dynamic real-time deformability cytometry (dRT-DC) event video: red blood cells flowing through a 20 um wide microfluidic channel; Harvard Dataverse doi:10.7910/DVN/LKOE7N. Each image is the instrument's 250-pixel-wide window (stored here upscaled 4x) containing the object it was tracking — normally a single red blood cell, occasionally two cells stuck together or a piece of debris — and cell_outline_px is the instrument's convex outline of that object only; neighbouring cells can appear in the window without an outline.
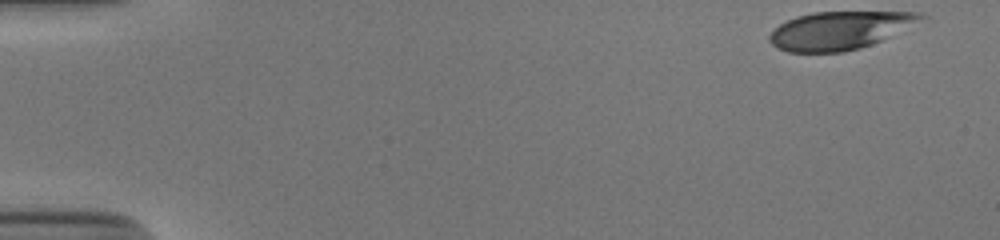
{"species": "human", "species_latin": "Homo sapiens", "temperature_condition": "cold", "stored_images_in_passage": 43, "camera_frame_rate_fps": 3000, "um_per_image_px": 0.085, "donor": {"sex": "male"}, "frame": {"image": 1, "passage_image": 1, "time_ms": 0.0, "image_size_px": [1000, 240], "cell_outline_px": [[932, 20], [872, 44], [860, 48], [844, 52], [788, 52], [776, 48], [768, 40], [768, 36], [780, 24], [796, 16], [812, 12], [920, 12], [928, 16]], "centroid_in_image_um": [71.51, 2.57], "position_along_channel_um": 13.5, "area_um2": 34.33}}
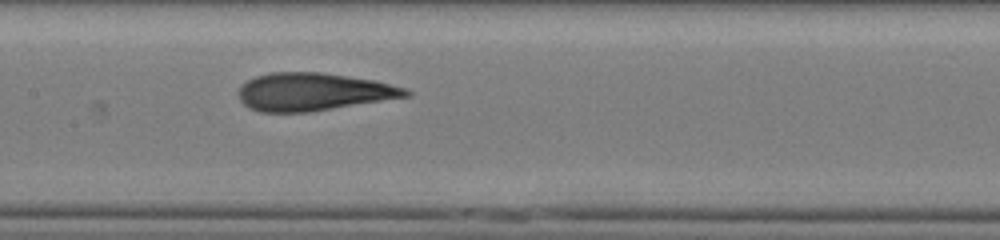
{"frame": {"image": 2, "passage_image": 25, "time_ms": 8.0, "image_size_px": [1000, 240], "cell_outline_px": [[412, 96], [308, 112], [260, 112], [248, 108], [240, 100], [236, 92], [240, 84], [256, 76], [272, 72], [320, 72], [376, 80], [408, 88], [412, 92]], "centroid_in_image_um": [26.63, 7.8], "position_along_channel_um": 180.8, "area_um2": 37.22}}
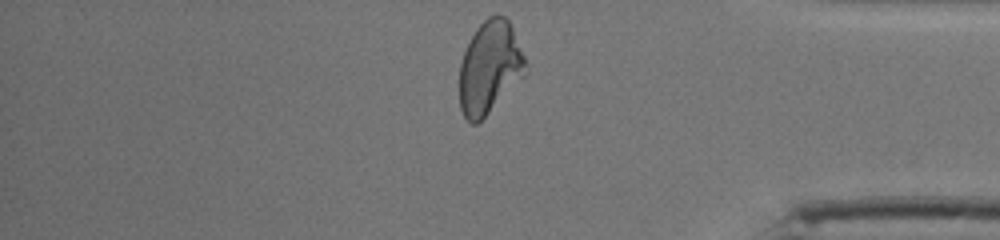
{"frame": {"image": 3, "passage_image": 43, "time_ms": 14.0, "image_size_px": [1000, 240], "cell_outline_px": [[528, 72], [476, 124], [472, 124], [464, 116], [460, 108], [460, 64], [464, 52], [476, 28], [488, 16], [504, 16], [508, 20], [512, 28], [524, 56]], "centroid_in_image_um": [41.62, 5.73], "position_along_channel_um": 393.6, "area_um2": 34.97}, "authors_computed_cell_mechanics": {"area_um2": 36.6452, "velocity_mm_per_s": 3.8762, "shape_relaxation_time_tau1_ms": 9.3348, "shape_relaxation_time_tau2_ms": 1.4558, "deformation_change_tau1": 0.2762, "deformation_change_tau2": 0.0909}}